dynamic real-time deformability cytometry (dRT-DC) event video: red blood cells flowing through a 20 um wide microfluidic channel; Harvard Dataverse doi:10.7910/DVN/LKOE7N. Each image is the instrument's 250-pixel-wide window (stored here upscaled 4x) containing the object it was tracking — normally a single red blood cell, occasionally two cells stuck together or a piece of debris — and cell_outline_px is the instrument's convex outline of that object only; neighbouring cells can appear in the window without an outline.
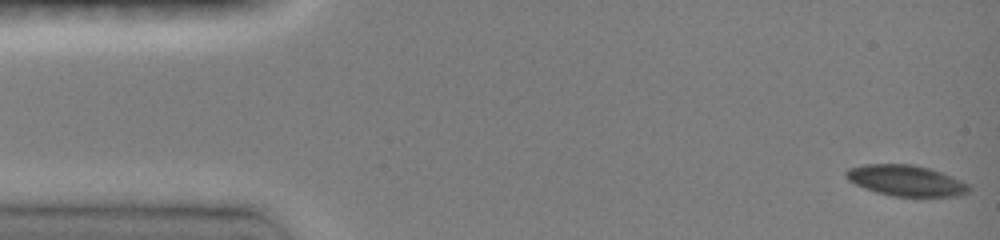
{"species": "common noctule bat (a hibernating species)", "species_latin": "Nyctalus noctula", "temperature_condition": "room temperature", "stored_images_in_passage": 47, "camera_frame_rate_fps": 3000, "um_per_image_px": 0.085, "animal": {"sex": "female", "body_mass_g": 19.0, "forearm_length_mm": 51.5}, "frame": {"image": 1, "passage_image": 1, "time_ms": 0.0, "image_size_px": [1000, 240], "cell_outline_px": [[972, 188], [968, 192], [956, 196], [892, 196], [876, 192], [864, 188], [848, 180], [844, 176], [844, 172], [848, 168], [864, 164], [912, 164], [928, 168], [952, 176], [968, 184]], "centroid_in_image_um": [76.98, 15.34], "position_along_channel_um": 8.0, "area_um2": 22.08}}
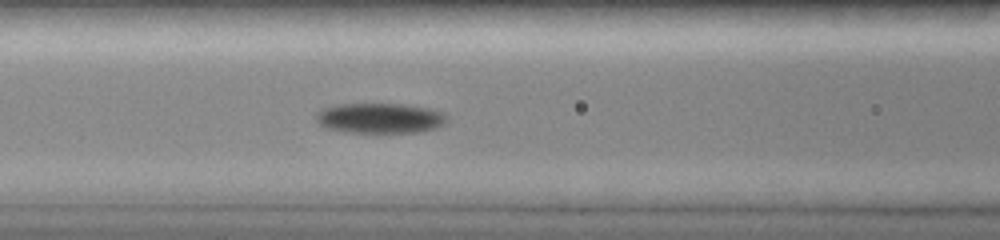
{"frame": {"image": 2, "passage_image": 19, "time_ms": 6.0, "image_size_px": [1000, 240], "cell_outline_px": [[448, 116], [444, 124], [436, 128], [420, 132], [344, 132], [324, 128], [316, 120], [316, 112], [320, 108], [336, 104], [404, 104], [428, 108], [444, 112]], "centroid_in_image_um": [32.27, 10.04], "position_along_channel_um": 134.3, "area_um2": 23.29}}
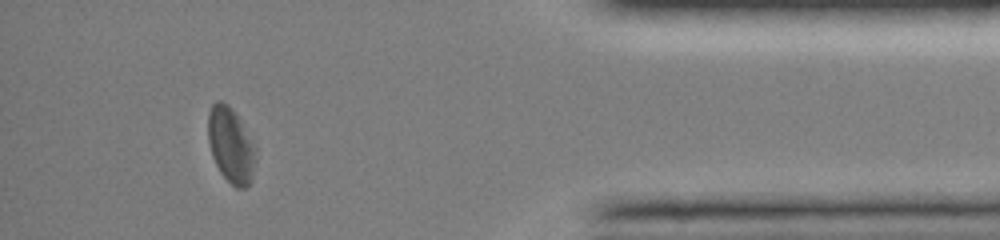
{"frame": {"image": 3, "passage_image": 42, "time_ms": 13.667, "image_size_px": [1000, 240], "cell_outline_px": [[256, 148], [252, 172], [248, 184], [244, 188], [236, 188], [220, 172], [212, 156], [208, 140], [208, 112], [212, 104], [216, 100], [220, 100], [228, 104], [236, 116]], "centroid_in_image_um": [19.57, 12.32], "position_along_channel_um": 415.6, "area_um2": 20.29}, "authors_computed_cell_mechanics": {"area_um2": 22.0796, "velocity_mm_per_s": 4.0832, "shape_relaxation_time_tau1_ms": 3.4532, "shape_relaxation_time_tau2_ms": 9.4805, "deformation_change_tau1": 0.1066, "deformation_change_tau2": 0.1179}}